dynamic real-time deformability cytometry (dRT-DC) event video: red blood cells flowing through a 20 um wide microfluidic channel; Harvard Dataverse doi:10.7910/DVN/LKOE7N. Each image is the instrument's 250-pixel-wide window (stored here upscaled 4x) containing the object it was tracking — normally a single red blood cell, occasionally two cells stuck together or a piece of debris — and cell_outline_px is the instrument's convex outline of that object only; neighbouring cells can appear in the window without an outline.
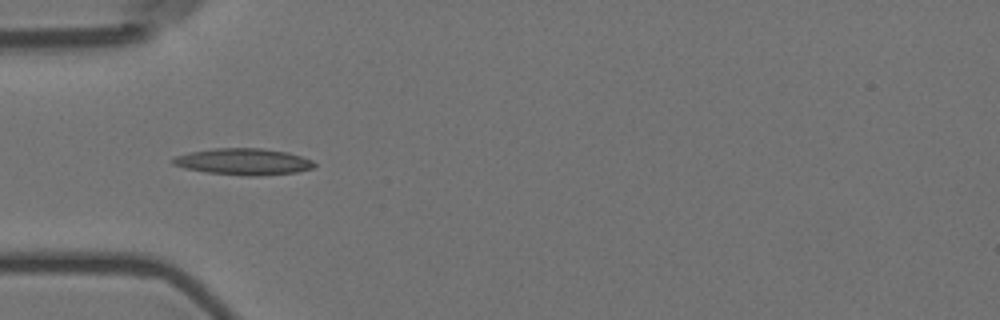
{"species": "Egyptian fruit bat (a non-hibernating species)", "species_latin": "Rousettus aegyptiacus", "temperature_condition": "room temperature", "stored_images_in_passage": 6, "camera_frame_rate_fps": 3000, "um_per_image_px": 0.085, "animal": {"sex": "female"}, "frame": {"image": 1, "passage_image": 5, "time_ms": 1.333, "image_size_px": [1000, 320], "cell_outline_px": [[316, 164], [312, 168], [296, 172], [256, 176], [248, 176], [208, 172], [184, 168], [172, 164], [172, 160], [176, 156], [188, 152], [212, 148], [264, 148], [288, 152], [312, 160]], "centroid_in_image_um": [20.68, 13.73], "position_along_channel_um": 64.3, "area_um2": 21.79}}
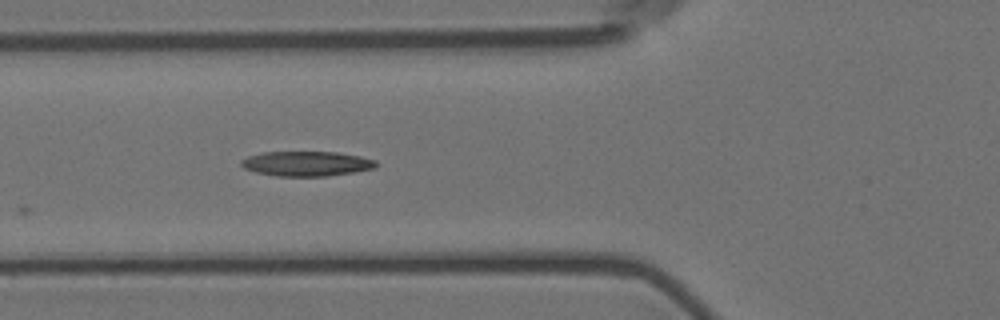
{"frame": {"image": 2, "passage_image": 6, "time_ms": 1.667, "image_size_px": [1000, 320], "cell_outline_px": [[380, 164], [376, 168], [328, 176], [276, 176], [256, 172], [244, 168], [240, 164], [240, 160], [248, 156], [264, 152], [336, 152], [360, 156], [376, 160]], "centroid_in_image_um": [26.08, 13.91], "position_along_channel_um": 99.7, "area_um2": 19.59}}